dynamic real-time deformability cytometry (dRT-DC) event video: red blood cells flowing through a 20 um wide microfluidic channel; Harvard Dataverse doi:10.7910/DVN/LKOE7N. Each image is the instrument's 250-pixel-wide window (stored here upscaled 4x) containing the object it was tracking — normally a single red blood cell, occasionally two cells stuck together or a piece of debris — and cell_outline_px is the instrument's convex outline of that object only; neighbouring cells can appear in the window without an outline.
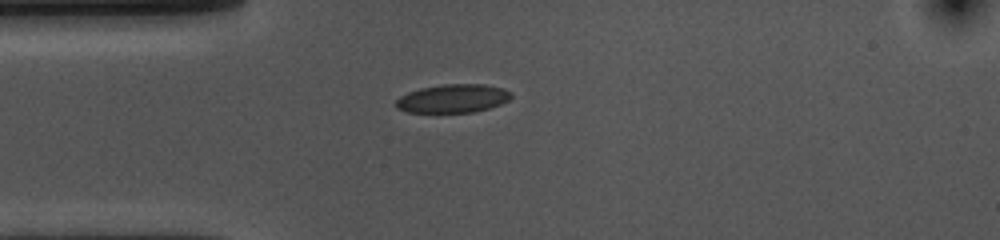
{"species": "common noctule bat (a hibernating species)", "species_latin": "Nyctalus noctula", "temperature_condition": "cold", "stored_images_in_passage": 42, "camera_frame_rate_fps": 3000, "um_per_image_px": 0.085, "animal": {"sex": "female", "body_mass_g": 10.0, "forearm_length_mm": 53.1}, "frame": {"image": 1, "passage_image": 1, "time_ms": 0.0, "image_size_px": [1000, 240], "cell_outline_px": [[512, 96], [508, 100], [500, 104], [476, 112], [408, 112], [396, 108], [396, 100], [400, 96], [408, 92], [420, 88], [444, 84], [484, 84], [504, 88], [512, 92]], "centroid_in_image_um": [38.51, 8.36], "position_along_channel_um": 46.5, "area_um2": 19.13}}
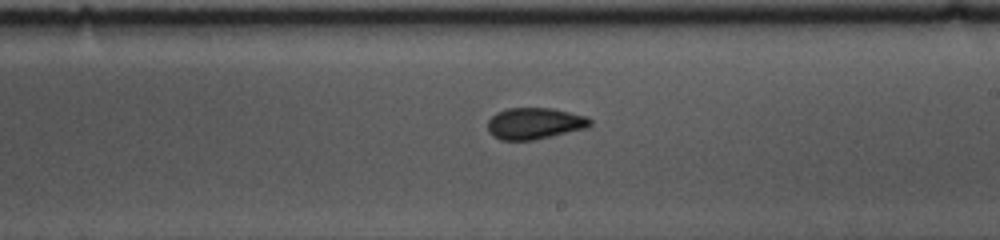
{"frame": {"image": 2, "passage_image": 18, "time_ms": 5.667, "image_size_px": [1000, 240], "cell_outline_px": [[592, 124], [588, 128], [536, 140], [500, 140], [492, 136], [488, 132], [488, 120], [496, 112], [508, 108], [552, 108], [588, 116], [592, 120]], "centroid_in_image_um": [45.46, 10.5], "position_along_channel_um": 243.5, "area_um2": 19.13}}
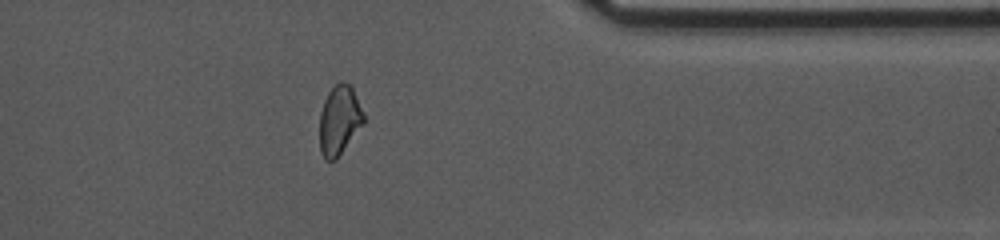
{"frame": {"image": 3, "passage_image": 31, "time_ms": 10.0, "image_size_px": [1000, 240], "cell_outline_px": [[364, 124], [336, 160], [324, 160], [320, 152], [320, 112], [324, 100], [332, 84], [340, 80], [344, 80], [352, 84], [364, 112]], "centroid_in_image_um": [28.86, 10.16], "position_along_channel_um": 382.5, "area_um2": 18.44}, "authors_computed_cell_mechanics": {"area_um2": 18.9006, "velocity_mm_per_s": 3.6192, "shape_relaxation_time_tau1_ms": 5.5008, "shape_relaxation_time_tau2_ms": 1.7258, "deformation_change_tau1": 0.0986, "deformation_change_tau2": 0.0563}}